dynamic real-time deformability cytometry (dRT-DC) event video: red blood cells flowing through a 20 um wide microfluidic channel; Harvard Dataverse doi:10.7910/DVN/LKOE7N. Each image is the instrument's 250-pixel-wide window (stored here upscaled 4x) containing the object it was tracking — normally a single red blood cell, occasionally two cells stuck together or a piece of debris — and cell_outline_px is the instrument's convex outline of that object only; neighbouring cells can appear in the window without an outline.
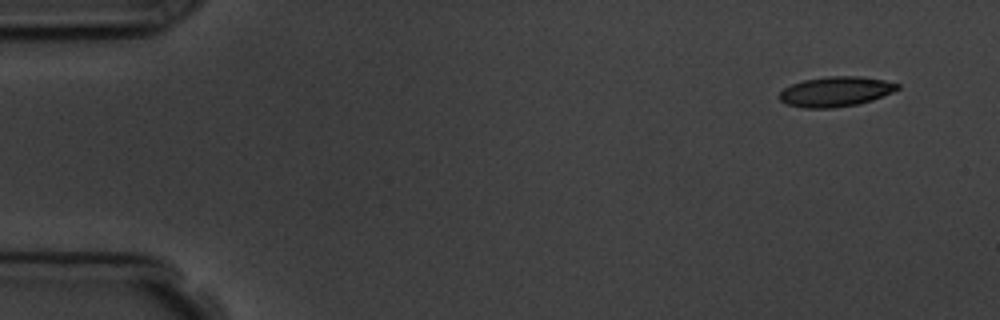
{"species": "common noctule bat (a hibernating species)", "species_latin": "Nyctalus noctula", "temperature_condition": "room temperature", "stored_images_in_passage": 9, "camera_frame_rate_fps": 3000, "um_per_image_px": 0.085, "animal": {"sex": "male", "body_mass_g": 19.5, "forearm_length_mm": 54.6}, "frame": {"image": 1, "passage_image": 1, "time_ms": 0.0, "image_size_px": [1000, 320], "cell_outline_px": [[900, 88], [892, 92], [872, 100], [856, 104], [832, 108], [804, 108], [784, 104], [780, 100], [780, 92], [784, 88], [792, 84], [804, 80], [828, 76], [860, 76], [884, 80], [900, 84]], "centroid_in_image_um": [71.02, 7.78], "position_along_channel_um": 14.0, "area_um2": 20.58}}
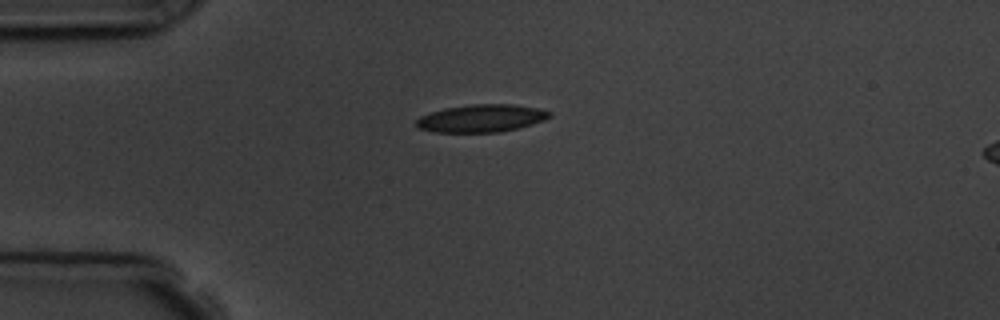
{"frame": {"image": 2, "passage_image": 4, "time_ms": 3.333, "image_size_px": [1000, 320], "cell_outline_px": [[552, 116], [544, 120], [520, 128], [500, 132], [432, 132], [416, 128], [416, 120], [420, 116], [444, 108], [472, 104], [512, 104], [536, 108], [552, 112]], "centroid_in_image_um": [40.91, 10.06], "position_along_channel_um": 44.1, "area_um2": 21.56}}